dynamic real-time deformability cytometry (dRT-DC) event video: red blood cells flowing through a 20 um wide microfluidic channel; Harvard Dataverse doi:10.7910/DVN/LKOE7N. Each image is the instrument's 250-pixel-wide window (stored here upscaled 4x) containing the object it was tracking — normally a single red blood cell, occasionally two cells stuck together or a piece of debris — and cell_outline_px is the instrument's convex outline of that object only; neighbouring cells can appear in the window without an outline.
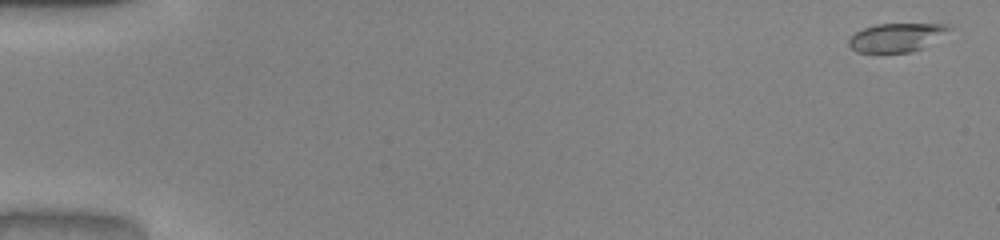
{"species": "common noctule bat (a hibernating species)", "species_latin": "Nyctalus noctula", "temperature_condition": "warm", "stored_images_in_passage": 52, "camera_frame_rate_fps": 3000, "um_per_image_px": 0.085, "animal": {"sex": "male", "body_mass_g": 20.0, "forearm_length_mm": 53.3}, "frame": {"image": 1, "passage_image": 2, "time_ms": 0.333, "image_size_px": [1000, 240], "cell_outline_px": [[956, 28], [924, 48], [912, 52], [856, 52], [848, 44], [848, 40], [856, 32], [864, 28], [876, 24], [948, 24]], "centroid_in_image_um": [76.28, 3.18], "position_along_channel_um": 8.7, "area_um2": 16.88}}
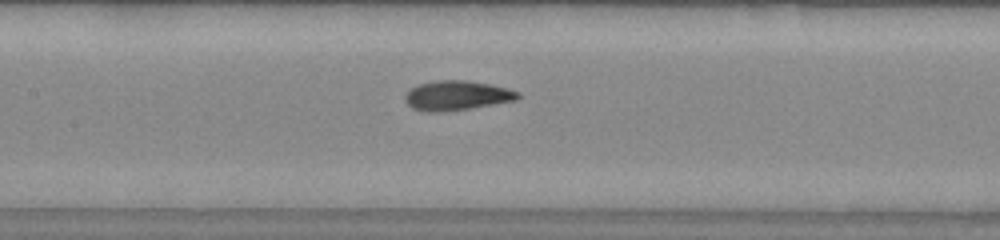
{"frame": {"image": 2, "passage_image": 26, "time_ms": 8.333, "image_size_px": [1000, 240], "cell_outline_px": [[520, 96], [516, 100], [468, 108], [440, 112], [428, 112], [412, 108], [404, 100], [404, 96], [412, 88], [420, 84], [436, 80], [464, 80], [488, 84], [508, 88], [520, 92]], "centroid_in_image_um": [38.82, 8.11], "position_along_channel_um": 168.6, "area_um2": 19.19}}
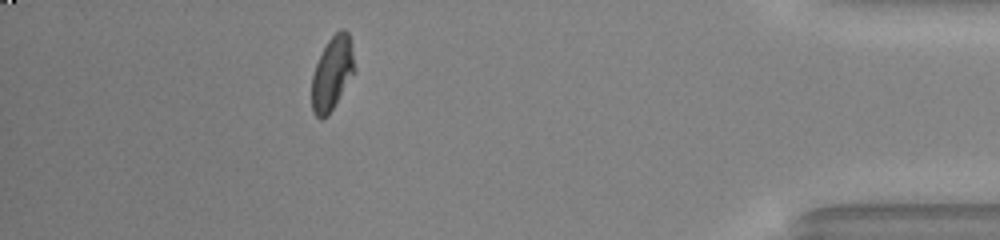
{"frame": {"image": 3, "passage_image": 47, "time_ms": 15.333, "image_size_px": [1000, 240], "cell_outline_px": [[356, 72], [328, 116], [320, 120], [312, 112], [312, 76], [316, 64], [328, 40], [340, 28], [344, 28], [348, 32], [356, 68]], "centroid_in_image_um": [28.25, 6.25], "position_along_channel_um": 406.9, "area_um2": 18.5}, "authors_computed_cell_mechanics": {"area_um2": 18.6694, "velocity_mm_per_s": 4.0551, "shape_relaxation_time_tau1_ms": 6.272, "shape_relaxation_time_tau2_ms": null, "deformation_change_tau1": 0.1857, "deformation_change_tau2": null}}